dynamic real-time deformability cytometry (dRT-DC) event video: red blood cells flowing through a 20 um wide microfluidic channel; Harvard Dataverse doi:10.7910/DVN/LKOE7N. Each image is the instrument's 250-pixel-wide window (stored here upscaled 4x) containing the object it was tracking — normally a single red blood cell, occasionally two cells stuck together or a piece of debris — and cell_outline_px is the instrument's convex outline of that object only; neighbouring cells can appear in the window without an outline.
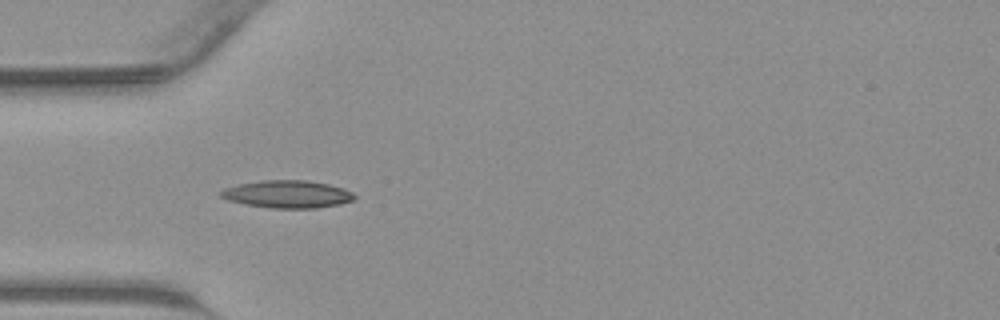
{"species": "common noctule bat (a hibernating species)", "species_latin": "Nyctalus noctula", "temperature_condition": "warm", "stored_images_in_passage": 31, "camera_frame_rate_fps": 3000, "um_per_image_px": 0.085, "animal": {"sex": "male", "body_mass_g": 23.1, "forearm_length_mm": 52.7}, "frame": {"image": 1, "passage_image": 1, "time_ms": 0.0, "image_size_px": [1000, 320], "cell_outline_px": [[356, 200], [340, 204], [316, 208], [272, 208], [248, 204], [228, 200], [220, 196], [220, 192], [224, 188], [240, 184], [264, 180], [308, 180], [328, 184], [344, 188], [352, 192], [356, 196]], "centroid_in_image_um": [24.49, 16.5], "position_along_channel_um": 60.5, "area_um2": 21.39}}
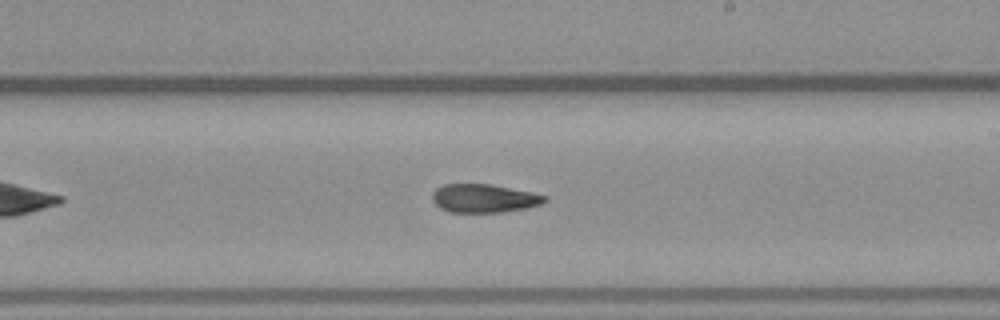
{"frame": {"image": 2, "passage_image": 13, "time_ms": 4.0, "image_size_px": [1000, 320], "cell_outline_px": [[548, 200], [544, 204], [524, 208], [500, 212], [448, 212], [440, 208], [432, 200], [432, 192], [436, 188], [444, 184], [492, 184], [532, 192], [548, 196]], "centroid_in_image_um": [41.15, 16.85], "position_along_channel_um": 247.8, "area_um2": 18.79}}
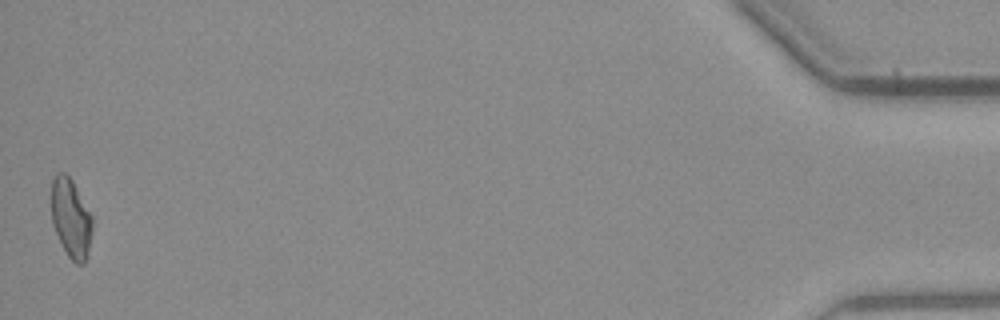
{"frame": {"image": 3, "passage_image": 31, "time_ms": 10.0, "image_size_px": [1000, 320], "cell_outline_px": [[92, 232], [88, 252], [84, 264], [76, 264], [68, 256], [52, 224], [52, 180], [56, 172], [64, 172], [72, 180], [92, 216]], "centroid_in_image_um": [6.03, 18.54], "position_along_channel_um": 429.2, "area_um2": 18.67}}